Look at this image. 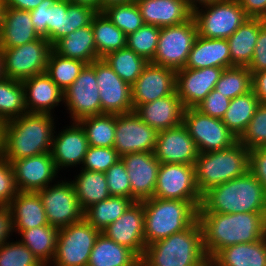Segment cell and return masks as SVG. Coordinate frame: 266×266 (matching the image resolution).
<instances>
[{
  "instance_id": "obj_34",
  "label": "cell",
  "mask_w": 266,
  "mask_h": 266,
  "mask_svg": "<svg viewBox=\"0 0 266 266\" xmlns=\"http://www.w3.org/2000/svg\"><path fill=\"white\" fill-rule=\"evenodd\" d=\"M87 266H140V258L128 247L100 233Z\"/></svg>"
},
{
  "instance_id": "obj_32",
  "label": "cell",
  "mask_w": 266,
  "mask_h": 266,
  "mask_svg": "<svg viewBox=\"0 0 266 266\" xmlns=\"http://www.w3.org/2000/svg\"><path fill=\"white\" fill-rule=\"evenodd\" d=\"M52 50L62 57L77 59L86 64L100 58L97 55L91 25L60 38L52 45Z\"/></svg>"
},
{
  "instance_id": "obj_51",
  "label": "cell",
  "mask_w": 266,
  "mask_h": 266,
  "mask_svg": "<svg viewBox=\"0 0 266 266\" xmlns=\"http://www.w3.org/2000/svg\"><path fill=\"white\" fill-rule=\"evenodd\" d=\"M18 189L11 163L0 156V206H8L15 198Z\"/></svg>"
},
{
  "instance_id": "obj_17",
  "label": "cell",
  "mask_w": 266,
  "mask_h": 266,
  "mask_svg": "<svg viewBox=\"0 0 266 266\" xmlns=\"http://www.w3.org/2000/svg\"><path fill=\"white\" fill-rule=\"evenodd\" d=\"M95 75L102 114H125L134 111L131 85L123 81L103 58L95 60Z\"/></svg>"
},
{
  "instance_id": "obj_18",
  "label": "cell",
  "mask_w": 266,
  "mask_h": 266,
  "mask_svg": "<svg viewBox=\"0 0 266 266\" xmlns=\"http://www.w3.org/2000/svg\"><path fill=\"white\" fill-rule=\"evenodd\" d=\"M176 71L149 62L131 86L133 110L139 105L172 95L176 91Z\"/></svg>"
},
{
  "instance_id": "obj_52",
  "label": "cell",
  "mask_w": 266,
  "mask_h": 266,
  "mask_svg": "<svg viewBox=\"0 0 266 266\" xmlns=\"http://www.w3.org/2000/svg\"><path fill=\"white\" fill-rule=\"evenodd\" d=\"M230 101V98L213 89L195 108L202 114L222 119Z\"/></svg>"
},
{
  "instance_id": "obj_42",
  "label": "cell",
  "mask_w": 266,
  "mask_h": 266,
  "mask_svg": "<svg viewBox=\"0 0 266 266\" xmlns=\"http://www.w3.org/2000/svg\"><path fill=\"white\" fill-rule=\"evenodd\" d=\"M85 130L88 144L93 147H113L116 114H98L79 121Z\"/></svg>"
},
{
  "instance_id": "obj_66",
  "label": "cell",
  "mask_w": 266,
  "mask_h": 266,
  "mask_svg": "<svg viewBox=\"0 0 266 266\" xmlns=\"http://www.w3.org/2000/svg\"><path fill=\"white\" fill-rule=\"evenodd\" d=\"M204 266H212V264H211V261H209L206 265H204Z\"/></svg>"
},
{
  "instance_id": "obj_39",
  "label": "cell",
  "mask_w": 266,
  "mask_h": 266,
  "mask_svg": "<svg viewBox=\"0 0 266 266\" xmlns=\"http://www.w3.org/2000/svg\"><path fill=\"white\" fill-rule=\"evenodd\" d=\"M97 55L125 48L127 35L114 25L103 12H98L91 23Z\"/></svg>"
},
{
  "instance_id": "obj_19",
  "label": "cell",
  "mask_w": 266,
  "mask_h": 266,
  "mask_svg": "<svg viewBox=\"0 0 266 266\" xmlns=\"http://www.w3.org/2000/svg\"><path fill=\"white\" fill-rule=\"evenodd\" d=\"M9 162L18 191L37 192L58 178L59 171L50 152Z\"/></svg>"
},
{
  "instance_id": "obj_38",
  "label": "cell",
  "mask_w": 266,
  "mask_h": 266,
  "mask_svg": "<svg viewBox=\"0 0 266 266\" xmlns=\"http://www.w3.org/2000/svg\"><path fill=\"white\" fill-rule=\"evenodd\" d=\"M135 201L123 196H110L84 210V219L99 231L116 221Z\"/></svg>"
},
{
  "instance_id": "obj_45",
  "label": "cell",
  "mask_w": 266,
  "mask_h": 266,
  "mask_svg": "<svg viewBox=\"0 0 266 266\" xmlns=\"http://www.w3.org/2000/svg\"><path fill=\"white\" fill-rule=\"evenodd\" d=\"M102 12L126 35L135 32L144 24L135 1L107 6Z\"/></svg>"
},
{
  "instance_id": "obj_26",
  "label": "cell",
  "mask_w": 266,
  "mask_h": 266,
  "mask_svg": "<svg viewBox=\"0 0 266 266\" xmlns=\"http://www.w3.org/2000/svg\"><path fill=\"white\" fill-rule=\"evenodd\" d=\"M28 113L53 115L54 108L64 102L63 91L45 73L22 81ZM53 113V114H52Z\"/></svg>"
},
{
  "instance_id": "obj_62",
  "label": "cell",
  "mask_w": 266,
  "mask_h": 266,
  "mask_svg": "<svg viewBox=\"0 0 266 266\" xmlns=\"http://www.w3.org/2000/svg\"><path fill=\"white\" fill-rule=\"evenodd\" d=\"M5 77H6V74H5V66H4V55H3L2 48L0 47V80Z\"/></svg>"
},
{
  "instance_id": "obj_53",
  "label": "cell",
  "mask_w": 266,
  "mask_h": 266,
  "mask_svg": "<svg viewBox=\"0 0 266 266\" xmlns=\"http://www.w3.org/2000/svg\"><path fill=\"white\" fill-rule=\"evenodd\" d=\"M249 171L260 181L266 195V147L250 150Z\"/></svg>"
},
{
  "instance_id": "obj_5",
  "label": "cell",
  "mask_w": 266,
  "mask_h": 266,
  "mask_svg": "<svg viewBox=\"0 0 266 266\" xmlns=\"http://www.w3.org/2000/svg\"><path fill=\"white\" fill-rule=\"evenodd\" d=\"M29 12L34 29L51 45L71 32L91 25L98 13L90 6L73 4L68 0H43Z\"/></svg>"
},
{
  "instance_id": "obj_22",
  "label": "cell",
  "mask_w": 266,
  "mask_h": 266,
  "mask_svg": "<svg viewBox=\"0 0 266 266\" xmlns=\"http://www.w3.org/2000/svg\"><path fill=\"white\" fill-rule=\"evenodd\" d=\"M198 154L196 144L183 124L158 131L154 155L161 164L195 165Z\"/></svg>"
},
{
  "instance_id": "obj_27",
  "label": "cell",
  "mask_w": 266,
  "mask_h": 266,
  "mask_svg": "<svg viewBox=\"0 0 266 266\" xmlns=\"http://www.w3.org/2000/svg\"><path fill=\"white\" fill-rule=\"evenodd\" d=\"M144 24L166 27L186 22L192 9L184 0H135Z\"/></svg>"
},
{
  "instance_id": "obj_48",
  "label": "cell",
  "mask_w": 266,
  "mask_h": 266,
  "mask_svg": "<svg viewBox=\"0 0 266 266\" xmlns=\"http://www.w3.org/2000/svg\"><path fill=\"white\" fill-rule=\"evenodd\" d=\"M238 141L249 150L266 147V104H259L255 115Z\"/></svg>"
},
{
  "instance_id": "obj_16",
  "label": "cell",
  "mask_w": 266,
  "mask_h": 266,
  "mask_svg": "<svg viewBox=\"0 0 266 266\" xmlns=\"http://www.w3.org/2000/svg\"><path fill=\"white\" fill-rule=\"evenodd\" d=\"M157 133L134 111L118 114L113 148L120 156L136 152H154Z\"/></svg>"
},
{
  "instance_id": "obj_29",
  "label": "cell",
  "mask_w": 266,
  "mask_h": 266,
  "mask_svg": "<svg viewBox=\"0 0 266 266\" xmlns=\"http://www.w3.org/2000/svg\"><path fill=\"white\" fill-rule=\"evenodd\" d=\"M39 38L29 11L5 7L0 29V47L2 49L18 47Z\"/></svg>"
},
{
  "instance_id": "obj_24",
  "label": "cell",
  "mask_w": 266,
  "mask_h": 266,
  "mask_svg": "<svg viewBox=\"0 0 266 266\" xmlns=\"http://www.w3.org/2000/svg\"><path fill=\"white\" fill-rule=\"evenodd\" d=\"M71 123L58 134L57 131L54 133L50 153L58 171L83 164L89 147L83 127L79 122Z\"/></svg>"
},
{
  "instance_id": "obj_20",
  "label": "cell",
  "mask_w": 266,
  "mask_h": 266,
  "mask_svg": "<svg viewBox=\"0 0 266 266\" xmlns=\"http://www.w3.org/2000/svg\"><path fill=\"white\" fill-rule=\"evenodd\" d=\"M144 222L143 203L136 201L121 217L108 225L101 233L116 243L128 247L141 259L146 249Z\"/></svg>"
},
{
  "instance_id": "obj_40",
  "label": "cell",
  "mask_w": 266,
  "mask_h": 266,
  "mask_svg": "<svg viewBox=\"0 0 266 266\" xmlns=\"http://www.w3.org/2000/svg\"><path fill=\"white\" fill-rule=\"evenodd\" d=\"M28 113L22 81L5 77L0 80V121L5 123Z\"/></svg>"
},
{
  "instance_id": "obj_7",
  "label": "cell",
  "mask_w": 266,
  "mask_h": 266,
  "mask_svg": "<svg viewBox=\"0 0 266 266\" xmlns=\"http://www.w3.org/2000/svg\"><path fill=\"white\" fill-rule=\"evenodd\" d=\"M249 152L239 141L218 151L199 153L195 163L196 185L201 195L210 188L242 176L249 170Z\"/></svg>"
},
{
  "instance_id": "obj_8",
  "label": "cell",
  "mask_w": 266,
  "mask_h": 266,
  "mask_svg": "<svg viewBox=\"0 0 266 266\" xmlns=\"http://www.w3.org/2000/svg\"><path fill=\"white\" fill-rule=\"evenodd\" d=\"M198 35L211 39L229 38L249 17L237 0H220L192 10Z\"/></svg>"
},
{
  "instance_id": "obj_43",
  "label": "cell",
  "mask_w": 266,
  "mask_h": 266,
  "mask_svg": "<svg viewBox=\"0 0 266 266\" xmlns=\"http://www.w3.org/2000/svg\"><path fill=\"white\" fill-rule=\"evenodd\" d=\"M85 65L83 61L62 57L52 50L46 74L64 92L79 76Z\"/></svg>"
},
{
  "instance_id": "obj_44",
  "label": "cell",
  "mask_w": 266,
  "mask_h": 266,
  "mask_svg": "<svg viewBox=\"0 0 266 266\" xmlns=\"http://www.w3.org/2000/svg\"><path fill=\"white\" fill-rule=\"evenodd\" d=\"M215 89L230 99L244 95L252 91V73L247 67L226 68L217 81Z\"/></svg>"
},
{
  "instance_id": "obj_55",
  "label": "cell",
  "mask_w": 266,
  "mask_h": 266,
  "mask_svg": "<svg viewBox=\"0 0 266 266\" xmlns=\"http://www.w3.org/2000/svg\"><path fill=\"white\" fill-rule=\"evenodd\" d=\"M14 233L11 210L8 206H0V246L10 240Z\"/></svg>"
},
{
  "instance_id": "obj_57",
  "label": "cell",
  "mask_w": 266,
  "mask_h": 266,
  "mask_svg": "<svg viewBox=\"0 0 266 266\" xmlns=\"http://www.w3.org/2000/svg\"><path fill=\"white\" fill-rule=\"evenodd\" d=\"M252 90L259 102L266 104V70L252 74Z\"/></svg>"
},
{
  "instance_id": "obj_10",
  "label": "cell",
  "mask_w": 266,
  "mask_h": 266,
  "mask_svg": "<svg viewBox=\"0 0 266 266\" xmlns=\"http://www.w3.org/2000/svg\"><path fill=\"white\" fill-rule=\"evenodd\" d=\"M197 35V25L192 16L186 22L161 27L151 63L175 71L184 68Z\"/></svg>"
},
{
  "instance_id": "obj_58",
  "label": "cell",
  "mask_w": 266,
  "mask_h": 266,
  "mask_svg": "<svg viewBox=\"0 0 266 266\" xmlns=\"http://www.w3.org/2000/svg\"><path fill=\"white\" fill-rule=\"evenodd\" d=\"M43 0H4L6 7L30 11L35 9Z\"/></svg>"
},
{
  "instance_id": "obj_11",
  "label": "cell",
  "mask_w": 266,
  "mask_h": 266,
  "mask_svg": "<svg viewBox=\"0 0 266 266\" xmlns=\"http://www.w3.org/2000/svg\"><path fill=\"white\" fill-rule=\"evenodd\" d=\"M182 124L188 130L199 153L224 150L238 142L236 136L219 118L186 108Z\"/></svg>"
},
{
  "instance_id": "obj_13",
  "label": "cell",
  "mask_w": 266,
  "mask_h": 266,
  "mask_svg": "<svg viewBox=\"0 0 266 266\" xmlns=\"http://www.w3.org/2000/svg\"><path fill=\"white\" fill-rule=\"evenodd\" d=\"M153 197L190 201L198 209L202 195L196 185L195 165L160 164Z\"/></svg>"
},
{
  "instance_id": "obj_59",
  "label": "cell",
  "mask_w": 266,
  "mask_h": 266,
  "mask_svg": "<svg viewBox=\"0 0 266 266\" xmlns=\"http://www.w3.org/2000/svg\"><path fill=\"white\" fill-rule=\"evenodd\" d=\"M73 4L90 6L100 12V0H68Z\"/></svg>"
},
{
  "instance_id": "obj_15",
  "label": "cell",
  "mask_w": 266,
  "mask_h": 266,
  "mask_svg": "<svg viewBox=\"0 0 266 266\" xmlns=\"http://www.w3.org/2000/svg\"><path fill=\"white\" fill-rule=\"evenodd\" d=\"M63 104L71 122L102 114L100 94L95 75V60L86 64L75 81L63 92Z\"/></svg>"
},
{
  "instance_id": "obj_56",
  "label": "cell",
  "mask_w": 266,
  "mask_h": 266,
  "mask_svg": "<svg viewBox=\"0 0 266 266\" xmlns=\"http://www.w3.org/2000/svg\"><path fill=\"white\" fill-rule=\"evenodd\" d=\"M249 18H263L266 15V0H237Z\"/></svg>"
},
{
  "instance_id": "obj_3",
  "label": "cell",
  "mask_w": 266,
  "mask_h": 266,
  "mask_svg": "<svg viewBox=\"0 0 266 266\" xmlns=\"http://www.w3.org/2000/svg\"><path fill=\"white\" fill-rule=\"evenodd\" d=\"M266 213V195L248 170L242 176L210 188L202 195L198 213Z\"/></svg>"
},
{
  "instance_id": "obj_33",
  "label": "cell",
  "mask_w": 266,
  "mask_h": 266,
  "mask_svg": "<svg viewBox=\"0 0 266 266\" xmlns=\"http://www.w3.org/2000/svg\"><path fill=\"white\" fill-rule=\"evenodd\" d=\"M262 23V18H248L227 38L230 49L231 67H247L249 65Z\"/></svg>"
},
{
  "instance_id": "obj_63",
  "label": "cell",
  "mask_w": 266,
  "mask_h": 266,
  "mask_svg": "<svg viewBox=\"0 0 266 266\" xmlns=\"http://www.w3.org/2000/svg\"><path fill=\"white\" fill-rule=\"evenodd\" d=\"M5 7L6 6H5L4 0H0V29H1V26H2V21H3Z\"/></svg>"
},
{
  "instance_id": "obj_65",
  "label": "cell",
  "mask_w": 266,
  "mask_h": 266,
  "mask_svg": "<svg viewBox=\"0 0 266 266\" xmlns=\"http://www.w3.org/2000/svg\"><path fill=\"white\" fill-rule=\"evenodd\" d=\"M262 19H263V23L266 25V15Z\"/></svg>"
},
{
  "instance_id": "obj_6",
  "label": "cell",
  "mask_w": 266,
  "mask_h": 266,
  "mask_svg": "<svg viewBox=\"0 0 266 266\" xmlns=\"http://www.w3.org/2000/svg\"><path fill=\"white\" fill-rule=\"evenodd\" d=\"M141 202L146 246L186 230L198 220V209L190 201L152 197Z\"/></svg>"
},
{
  "instance_id": "obj_12",
  "label": "cell",
  "mask_w": 266,
  "mask_h": 266,
  "mask_svg": "<svg viewBox=\"0 0 266 266\" xmlns=\"http://www.w3.org/2000/svg\"><path fill=\"white\" fill-rule=\"evenodd\" d=\"M55 182L37 193L42 199L49 225L61 229L84 219V210L71 181L64 179Z\"/></svg>"
},
{
  "instance_id": "obj_60",
  "label": "cell",
  "mask_w": 266,
  "mask_h": 266,
  "mask_svg": "<svg viewBox=\"0 0 266 266\" xmlns=\"http://www.w3.org/2000/svg\"><path fill=\"white\" fill-rule=\"evenodd\" d=\"M135 0H100V12H102V9H104L107 6L114 5V4H124V3H130Z\"/></svg>"
},
{
  "instance_id": "obj_1",
  "label": "cell",
  "mask_w": 266,
  "mask_h": 266,
  "mask_svg": "<svg viewBox=\"0 0 266 266\" xmlns=\"http://www.w3.org/2000/svg\"><path fill=\"white\" fill-rule=\"evenodd\" d=\"M198 221L209 260L227 246L266 237V213H198Z\"/></svg>"
},
{
  "instance_id": "obj_23",
  "label": "cell",
  "mask_w": 266,
  "mask_h": 266,
  "mask_svg": "<svg viewBox=\"0 0 266 266\" xmlns=\"http://www.w3.org/2000/svg\"><path fill=\"white\" fill-rule=\"evenodd\" d=\"M223 68H182L176 71V93L185 108H195L213 89Z\"/></svg>"
},
{
  "instance_id": "obj_31",
  "label": "cell",
  "mask_w": 266,
  "mask_h": 266,
  "mask_svg": "<svg viewBox=\"0 0 266 266\" xmlns=\"http://www.w3.org/2000/svg\"><path fill=\"white\" fill-rule=\"evenodd\" d=\"M210 261L212 266H266V237L227 246Z\"/></svg>"
},
{
  "instance_id": "obj_37",
  "label": "cell",
  "mask_w": 266,
  "mask_h": 266,
  "mask_svg": "<svg viewBox=\"0 0 266 266\" xmlns=\"http://www.w3.org/2000/svg\"><path fill=\"white\" fill-rule=\"evenodd\" d=\"M260 102L254 91L231 99L229 108L226 110L221 121L239 139L245 132L250 120L255 115Z\"/></svg>"
},
{
  "instance_id": "obj_2",
  "label": "cell",
  "mask_w": 266,
  "mask_h": 266,
  "mask_svg": "<svg viewBox=\"0 0 266 266\" xmlns=\"http://www.w3.org/2000/svg\"><path fill=\"white\" fill-rule=\"evenodd\" d=\"M55 115L26 113L3 123L2 156L8 161L51 151Z\"/></svg>"
},
{
  "instance_id": "obj_49",
  "label": "cell",
  "mask_w": 266,
  "mask_h": 266,
  "mask_svg": "<svg viewBox=\"0 0 266 266\" xmlns=\"http://www.w3.org/2000/svg\"><path fill=\"white\" fill-rule=\"evenodd\" d=\"M119 160H121V156L113 147L89 146L81 169L105 173Z\"/></svg>"
},
{
  "instance_id": "obj_35",
  "label": "cell",
  "mask_w": 266,
  "mask_h": 266,
  "mask_svg": "<svg viewBox=\"0 0 266 266\" xmlns=\"http://www.w3.org/2000/svg\"><path fill=\"white\" fill-rule=\"evenodd\" d=\"M74 177L71 183L83 210L111 196L104 172L82 169Z\"/></svg>"
},
{
  "instance_id": "obj_28",
  "label": "cell",
  "mask_w": 266,
  "mask_h": 266,
  "mask_svg": "<svg viewBox=\"0 0 266 266\" xmlns=\"http://www.w3.org/2000/svg\"><path fill=\"white\" fill-rule=\"evenodd\" d=\"M8 207L11 210L15 233L19 234L22 230L49 225L42 199L37 192L18 191Z\"/></svg>"
},
{
  "instance_id": "obj_46",
  "label": "cell",
  "mask_w": 266,
  "mask_h": 266,
  "mask_svg": "<svg viewBox=\"0 0 266 266\" xmlns=\"http://www.w3.org/2000/svg\"><path fill=\"white\" fill-rule=\"evenodd\" d=\"M160 30L158 26L143 24L135 32L127 35L126 47L151 62L156 53Z\"/></svg>"
},
{
  "instance_id": "obj_14",
  "label": "cell",
  "mask_w": 266,
  "mask_h": 266,
  "mask_svg": "<svg viewBox=\"0 0 266 266\" xmlns=\"http://www.w3.org/2000/svg\"><path fill=\"white\" fill-rule=\"evenodd\" d=\"M6 77L23 81L46 72L52 45L44 38L18 47L2 49Z\"/></svg>"
},
{
  "instance_id": "obj_36",
  "label": "cell",
  "mask_w": 266,
  "mask_h": 266,
  "mask_svg": "<svg viewBox=\"0 0 266 266\" xmlns=\"http://www.w3.org/2000/svg\"><path fill=\"white\" fill-rule=\"evenodd\" d=\"M58 232L59 229L45 225L22 230L18 235L21 236L20 241L44 266H50L56 253Z\"/></svg>"
},
{
  "instance_id": "obj_47",
  "label": "cell",
  "mask_w": 266,
  "mask_h": 266,
  "mask_svg": "<svg viewBox=\"0 0 266 266\" xmlns=\"http://www.w3.org/2000/svg\"><path fill=\"white\" fill-rule=\"evenodd\" d=\"M0 266H44L20 240L0 246Z\"/></svg>"
},
{
  "instance_id": "obj_30",
  "label": "cell",
  "mask_w": 266,
  "mask_h": 266,
  "mask_svg": "<svg viewBox=\"0 0 266 266\" xmlns=\"http://www.w3.org/2000/svg\"><path fill=\"white\" fill-rule=\"evenodd\" d=\"M230 68L231 57L227 39H211L197 35L185 68Z\"/></svg>"
},
{
  "instance_id": "obj_9",
  "label": "cell",
  "mask_w": 266,
  "mask_h": 266,
  "mask_svg": "<svg viewBox=\"0 0 266 266\" xmlns=\"http://www.w3.org/2000/svg\"><path fill=\"white\" fill-rule=\"evenodd\" d=\"M100 233L85 219L59 229L56 253L50 266H87Z\"/></svg>"
},
{
  "instance_id": "obj_21",
  "label": "cell",
  "mask_w": 266,
  "mask_h": 266,
  "mask_svg": "<svg viewBox=\"0 0 266 266\" xmlns=\"http://www.w3.org/2000/svg\"><path fill=\"white\" fill-rule=\"evenodd\" d=\"M131 183V198L142 201L152 198L160 162L154 152H136L121 156Z\"/></svg>"
},
{
  "instance_id": "obj_4",
  "label": "cell",
  "mask_w": 266,
  "mask_h": 266,
  "mask_svg": "<svg viewBox=\"0 0 266 266\" xmlns=\"http://www.w3.org/2000/svg\"><path fill=\"white\" fill-rule=\"evenodd\" d=\"M209 261L197 220L186 230L147 245L140 266H204Z\"/></svg>"
},
{
  "instance_id": "obj_50",
  "label": "cell",
  "mask_w": 266,
  "mask_h": 266,
  "mask_svg": "<svg viewBox=\"0 0 266 266\" xmlns=\"http://www.w3.org/2000/svg\"><path fill=\"white\" fill-rule=\"evenodd\" d=\"M105 177L111 196L131 198V183L122 160L113 164L106 172Z\"/></svg>"
},
{
  "instance_id": "obj_61",
  "label": "cell",
  "mask_w": 266,
  "mask_h": 266,
  "mask_svg": "<svg viewBox=\"0 0 266 266\" xmlns=\"http://www.w3.org/2000/svg\"><path fill=\"white\" fill-rule=\"evenodd\" d=\"M184 1L193 10L198 6H201L207 3L217 2L220 0H184Z\"/></svg>"
},
{
  "instance_id": "obj_64",
  "label": "cell",
  "mask_w": 266,
  "mask_h": 266,
  "mask_svg": "<svg viewBox=\"0 0 266 266\" xmlns=\"http://www.w3.org/2000/svg\"><path fill=\"white\" fill-rule=\"evenodd\" d=\"M3 123L0 121V156L2 155Z\"/></svg>"
},
{
  "instance_id": "obj_54",
  "label": "cell",
  "mask_w": 266,
  "mask_h": 266,
  "mask_svg": "<svg viewBox=\"0 0 266 266\" xmlns=\"http://www.w3.org/2000/svg\"><path fill=\"white\" fill-rule=\"evenodd\" d=\"M247 68L252 74L254 72L266 70V25L264 23L260 25L252 60Z\"/></svg>"
},
{
  "instance_id": "obj_25",
  "label": "cell",
  "mask_w": 266,
  "mask_h": 266,
  "mask_svg": "<svg viewBox=\"0 0 266 266\" xmlns=\"http://www.w3.org/2000/svg\"><path fill=\"white\" fill-rule=\"evenodd\" d=\"M185 109L175 91L172 95L139 105L134 112L158 132L181 125Z\"/></svg>"
},
{
  "instance_id": "obj_41",
  "label": "cell",
  "mask_w": 266,
  "mask_h": 266,
  "mask_svg": "<svg viewBox=\"0 0 266 266\" xmlns=\"http://www.w3.org/2000/svg\"><path fill=\"white\" fill-rule=\"evenodd\" d=\"M103 59L123 81L131 86L149 63L127 47L110 52Z\"/></svg>"
}]
</instances>
